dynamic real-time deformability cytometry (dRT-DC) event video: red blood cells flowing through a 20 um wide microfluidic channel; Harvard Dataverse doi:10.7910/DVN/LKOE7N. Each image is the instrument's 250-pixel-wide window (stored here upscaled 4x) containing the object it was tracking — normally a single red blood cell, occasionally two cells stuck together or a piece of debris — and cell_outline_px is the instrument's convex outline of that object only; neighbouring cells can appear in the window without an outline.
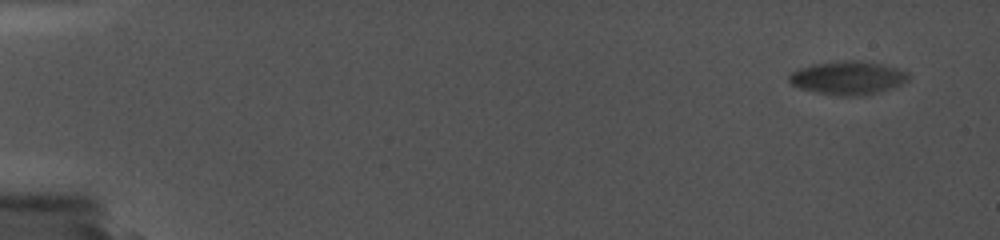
{"species": "common noctule bat (a hibernating species)", "species_latin": "Nyctalus noctula", "temperature_condition": "cold", "stored_images_in_passage": 4, "camera_frame_rate_fps": 5000, "um_per_image_px": 0.085, "animal": {"sex": "female", "body_mass_g": 19.0, "forearm_length_mm": 56.7}, "frame": {"image": 1, "passage_image": 2, "time_ms": 0.2, "image_size_px": [1000, 240], "cell_outline_px": [[872, 68], [860, 84], [852, 88], [828, 88], [796, 84], [792, 80], [792, 76], [796, 72], [808, 68], [836, 64], [860, 64]], "centroid_in_image_um": [70.76, 6.46], "position_along_channel_um": 14.2, "area_um2": 10.69}}